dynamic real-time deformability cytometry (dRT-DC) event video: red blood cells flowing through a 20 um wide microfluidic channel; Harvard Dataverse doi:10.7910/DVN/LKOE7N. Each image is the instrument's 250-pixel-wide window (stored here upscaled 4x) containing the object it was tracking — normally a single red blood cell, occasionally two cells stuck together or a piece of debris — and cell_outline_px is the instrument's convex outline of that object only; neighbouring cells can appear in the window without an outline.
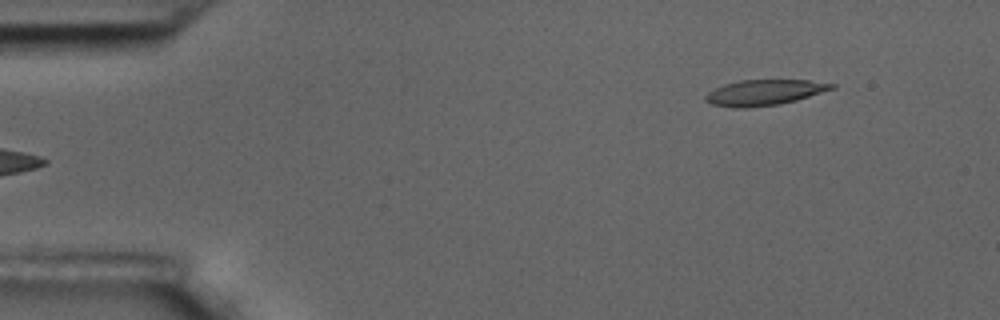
{"species": "common noctule bat (a hibernating species)", "species_latin": "Nyctalus noctula", "temperature_condition": "room temperature", "stored_images_in_passage": 5, "segment_of_instrument_passage": [2, 2], "camera_frame_rate_fps": 3000, "um_per_image_px": 0.085, "animal": {"sex": "male", "body_mass_g": 17.5, "forearm_length_mm": 52.3}, "frame": {"image": 1, "passage_image": 5, "time_ms": 1.333, "image_size_px": [1000, 320], "cell_outline_px": [[836, 88], [796, 100], [780, 104], [744, 108], [732, 108], [712, 104], [704, 100], [704, 96], [708, 92], [724, 84], [740, 80], [808, 80], [836, 84]], "centroid_in_image_um": [64.96, 7.86], "position_along_channel_um": 20.0, "area_um2": 18.84}}